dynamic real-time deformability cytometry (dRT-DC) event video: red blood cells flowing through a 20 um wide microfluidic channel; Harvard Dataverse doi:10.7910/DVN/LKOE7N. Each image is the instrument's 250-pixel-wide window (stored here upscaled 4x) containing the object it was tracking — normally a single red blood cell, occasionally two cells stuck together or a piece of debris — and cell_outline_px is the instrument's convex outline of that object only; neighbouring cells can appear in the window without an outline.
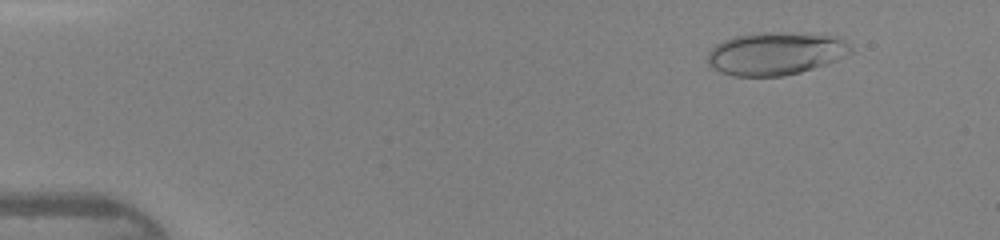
{"species": "human", "species_latin": "Homo sapiens", "temperature_condition": "warm", "stored_images_in_passage": 46, "camera_frame_rate_fps": 3000, "um_per_image_px": 0.085, "donor": {"sex": "female"}, "frame": {"image": 1, "passage_image": 5, "time_ms": 1.333, "image_size_px": [1000, 240], "cell_outline_px": [[852, 52], [836, 60], [800, 72], [784, 76], [732, 76], [720, 72], [708, 64], [708, 52], [716, 44], [724, 40], [736, 36], [764, 32], [780, 32], [840, 36], [852, 48]], "centroid_in_image_um": [65.92, 4.55], "position_along_channel_um": 19.1, "area_um2": 35.6}}
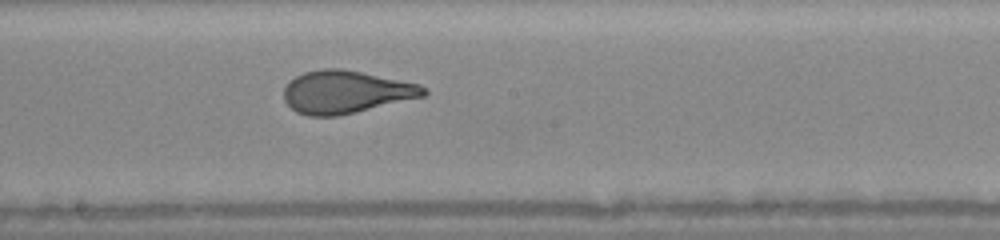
{"frame": {"image": 2, "passage_image": 26, "time_ms": 8.333, "image_size_px": [1000, 240], "cell_outline_px": [[428, 92], [424, 96], [356, 112], [336, 116], [308, 116], [296, 112], [284, 100], [284, 88], [288, 80], [304, 72], [324, 68], [340, 68], [420, 84]], "centroid_in_image_um": [29.35, 7.82], "position_along_channel_um": 218.8, "area_um2": 34.62}}
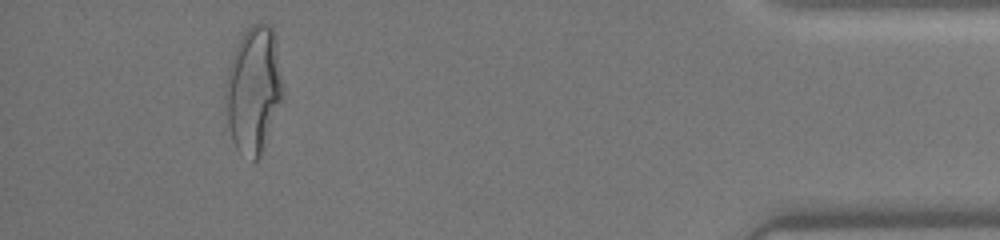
{"frame": {"image": 3, "passage_image": 43, "time_ms": 14.0, "image_size_px": [1000, 240], "cell_outline_px": [[284, 88], [264, 148], [260, 156], [256, 160], [252, 160], [240, 152], [236, 148], [232, 140], [228, 124], [224, 104], [224, 100], [228, 68], [232, 56], [244, 32], [252, 24], [268, 24], [272, 28], [284, 84]], "centroid_in_image_um": [21.53, 7.65], "position_along_channel_um": 413.7, "area_um2": 41.73}, "authors_computed_cell_mechanics": {"area_um2": 34.9112, "velocity_mm_per_s": 4.3673, "shape_relaxation_time_tau1_ms": 4.3777, "shape_relaxation_time_tau2_ms": null, "deformation_change_tau1": 0.1952, "deformation_change_tau2": null}}